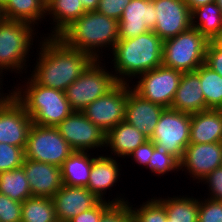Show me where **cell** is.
Masks as SVG:
<instances>
[{"instance_id": "cell-1", "label": "cell", "mask_w": 222, "mask_h": 222, "mask_svg": "<svg viewBox=\"0 0 222 222\" xmlns=\"http://www.w3.org/2000/svg\"><path fill=\"white\" fill-rule=\"evenodd\" d=\"M43 37V38H42ZM38 40L31 78L39 85L65 91L94 60L88 53L66 46L58 37Z\"/></svg>"}, {"instance_id": "cell-18", "label": "cell", "mask_w": 222, "mask_h": 222, "mask_svg": "<svg viewBox=\"0 0 222 222\" xmlns=\"http://www.w3.org/2000/svg\"><path fill=\"white\" fill-rule=\"evenodd\" d=\"M164 109V107L142 98L132 89L131 84H128L125 121L136 127L149 139L154 134Z\"/></svg>"}, {"instance_id": "cell-31", "label": "cell", "mask_w": 222, "mask_h": 222, "mask_svg": "<svg viewBox=\"0 0 222 222\" xmlns=\"http://www.w3.org/2000/svg\"><path fill=\"white\" fill-rule=\"evenodd\" d=\"M195 71L199 74L207 108L218 110L222 106V77L205 63Z\"/></svg>"}, {"instance_id": "cell-15", "label": "cell", "mask_w": 222, "mask_h": 222, "mask_svg": "<svg viewBox=\"0 0 222 222\" xmlns=\"http://www.w3.org/2000/svg\"><path fill=\"white\" fill-rule=\"evenodd\" d=\"M156 10L154 32L164 41L191 27V11L184 0H152Z\"/></svg>"}, {"instance_id": "cell-22", "label": "cell", "mask_w": 222, "mask_h": 222, "mask_svg": "<svg viewBox=\"0 0 222 222\" xmlns=\"http://www.w3.org/2000/svg\"><path fill=\"white\" fill-rule=\"evenodd\" d=\"M149 138L136 127L122 121L106 133V146L110 157L128 158V156Z\"/></svg>"}, {"instance_id": "cell-43", "label": "cell", "mask_w": 222, "mask_h": 222, "mask_svg": "<svg viewBox=\"0 0 222 222\" xmlns=\"http://www.w3.org/2000/svg\"><path fill=\"white\" fill-rule=\"evenodd\" d=\"M85 12L96 11L99 0H80Z\"/></svg>"}, {"instance_id": "cell-25", "label": "cell", "mask_w": 222, "mask_h": 222, "mask_svg": "<svg viewBox=\"0 0 222 222\" xmlns=\"http://www.w3.org/2000/svg\"><path fill=\"white\" fill-rule=\"evenodd\" d=\"M88 151H74L61 165L63 185L87 187L95 155ZM94 156V157H93Z\"/></svg>"}, {"instance_id": "cell-24", "label": "cell", "mask_w": 222, "mask_h": 222, "mask_svg": "<svg viewBox=\"0 0 222 222\" xmlns=\"http://www.w3.org/2000/svg\"><path fill=\"white\" fill-rule=\"evenodd\" d=\"M85 13L84 7L80 0H46V16L53 22L48 34L43 36L57 37L72 22L76 21ZM51 17V18H50Z\"/></svg>"}, {"instance_id": "cell-48", "label": "cell", "mask_w": 222, "mask_h": 222, "mask_svg": "<svg viewBox=\"0 0 222 222\" xmlns=\"http://www.w3.org/2000/svg\"><path fill=\"white\" fill-rule=\"evenodd\" d=\"M8 0H0V9L7 3Z\"/></svg>"}, {"instance_id": "cell-14", "label": "cell", "mask_w": 222, "mask_h": 222, "mask_svg": "<svg viewBox=\"0 0 222 222\" xmlns=\"http://www.w3.org/2000/svg\"><path fill=\"white\" fill-rule=\"evenodd\" d=\"M220 166H222V142L189 143L180 161V170L182 172L185 170V175L187 173L199 184L204 177Z\"/></svg>"}, {"instance_id": "cell-3", "label": "cell", "mask_w": 222, "mask_h": 222, "mask_svg": "<svg viewBox=\"0 0 222 222\" xmlns=\"http://www.w3.org/2000/svg\"><path fill=\"white\" fill-rule=\"evenodd\" d=\"M118 25L119 21L98 11L85 12L57 37L66 46L86 52L94 60H105L103 52L107 49L112 52L119 40Z\"/></svg>"}, {"instance_id": "cell-21", "label": "cell", "mask_w": 222, "mask_h": 222, "mask_svg": "<svg viewBox=\"0 0 222 222\" xmlns=\"http://www.w3.org/2000/svg\"><path fill=\"white\" fill-rule=\"evenodd\" d=\"M170 108L190 114L209 110L205 104L199 74L196 71L182 74Z\"/></svg>"}, {"instance_id": "cell-34", "label": "cell", "mask_w": 222, "mask_h": 222, "mask_svg": "<svg viewBox=\"0 0 222 222\" xmlns=\"http://www.w3.org/2000/svg\"><path fill=\"white\" fill-rule=\"evenodd\" d=\"M25 151L21 147L0 143V172L22 167Z\"/></svg>"}, {"instance_id": "cell-32", "label": "cell", "mask_w": 222, "mask_h": 222, "mask_svg": "<svg viewBox=\"0 0 222 222\" xmlns=\"http://www.w3.org/2000/svg\"><path fill=\"white\" fill-rule=\"evenodd\" d=\"M129 202L133 222H165L167 213L164 205L155 197L146 200L142 205L133 207ZM140 206V207H139Z\"/></svg>"}, {"instance_id": "cell-30", "label": "cell", "mask_w": 222, "mask_h": 222, "mask_svg": "<svg viewBox=\"0 0 222 222\" xmlns=\"http://www.w3.org/2000/svg\"><path fill=\"white\" fill-rule=\"evenodd\" d=\"M21 222H58L52 198H27L22 202Z\"/></svg>"}, {"instance_id": "cell-45", "label": "cell", "mask_w": 222, "mask_h": 222, "mask_svg": "<svg viewBox=\"0 0 222 222\" xmlns=\"http://www.w3.org/2000/svg\"><path fill=\"white\" fill-rule=\"evenodd\" d=\"M2 77V78H1ZM4 75H0V105L10 96L12 95V90L8 89L9 93H4L3 91V78ZM2 85V86H1Z\"/></svg>"}, {"instance_id": "cell-6", "label": "cell", "mask_w": 222, "mask_h": 222, "mask_svg": "<svg viewBox=\"0 0 222 222\" xmlns=\"http://www.w3.org/2000/svg\"><path fill=\"white\" fill-rule=\"evenodd\" d=\"M208 42L196 28L190 27L164 40L162 65L182 73L195 71L205 63Z\"/></svg>"}, {"instance_id": "cell-40", "label": "cell", "mask_w": 222, "mask_h": 222, "mask_svg": "<svg viewBox=\"0 0 222 222\" xmlns=\"http://www.w3.org/2000/svg\"><path fill=\"white\" fill-rule=\"evenodd\" d=\"M203 184H207L209 194L207 198L219 200L222 198V166L217 167L201 181Z\"/></svg>"}, {"instance_id": "cell-9", "label": "cell", "mask_w": 222, "mask_h": 222, "mask_svg": "<svg viewBox=\"0 0 222 222\" xmlns=\"http://www.w3.org/2000/svg\"><path fill=\"white\" fill-rule=\"evenodd\" d=\"M190 127V113L165 108L150 140L155 146L181 161L185 148L190 143Z\"/></svg>"}, {"instance_id": "cell-5", "label": "cell", "mask_w": 222, "mask_h": 222, "mask_svg": "<svg viewBox=\"0 0 222 222\" xmlns=\"http://www.w3.org/2000/svg\"><path fill=\"white\" fill-rule=\"evenodd\" d=\"M36 28L26 22L0 19V74L4 71L17 74L26 73V65L32 53L30 50L37 36ZM37 33V34H36ZM36 34V35H35ZM34 37V38H33ZM26 66V67H25Z\"/></svg>"}, {"instance_id": "cell-39", "label": "cell", "mask_w": 222, "mask_h": 222, "mask_svg": "<svg viewBox=\"0 0 222 222\" xmlns=\"http://www.w3.org/2000/svg\"><path fill=\"white\" fill-rule=\"evenodd\" d=\"M130 1L131 0H99L96 11L119 21L125 7Z\"/></svg>"}, {"instance_id": "cell-28", "label": "cell", "mask_w": 222, "mask_h": 222, "mask_svg": "<svg viewBox=\"0 0 222 222\" xmlns=\"http://www.w3.org/2000/svg\"><path fill=\"white\" fill-rule=\"evenodd\" d=\"M156 198L164 205L167 218L172 222H198L199 198L187 195Z\"/></svg>"}, {"instance_id": "cell-8", "label": "cell", "mask_w": 222, "mask_h": 222, "mask_svg": "<svg viewBox=\"0 0 222 222\" xmlns=\"http://www.w3.org/2000/svg\"><path fill=\"white\" fill-rule=\"evenodd\" d=\"M25 158L61 167L64 160L74 150L52 126H39L32 123L27 137Z\"/></svg>"}, {"instance_id": "cell-41", "label": "cell", "mask_w": 222, "mask_h": 222, "mask_svg": "<svg viewBox=\"0 0 222 222\" xmlns=\"http://www.w3.org/2000/svg\"><path fill=\"white\" fill-rule=\"evenodd\" d=\"M155 149V144L150 139L147 140L144 144L137 147L129 156L133 163L138 166H142L148 169L149 159L152 156L153 150Z\"/></svg>"}, {"instance_id": "cell-33", "label": "cell", "mask_w": 222, "mask_h": 222, "mask_svg": "<svg viewBox=\"0 0 222 222\" xmlns=\"http://www.w3.org/2000/svg\"><path fill=\"white\" fill-rule=\"evenodd\" d=\"M148 169L158 177L165 176L169 172L180 171V161L170 153L155 146L152 156L149 159Z\"/></svg>"}, {"instance_id": "cell-46", "label": "cell", "mask_w": 222, "mask_h": 222, "mask_svg": "<svg viewBox=\"0 0 222 222\" xmlns=\"http://www.w3.org/2000/svg\"><path fill=\"white\" fill-rule=\"evenodd\" d=\"M218 48L222 49V30L211 40Z\"/></svg>"}, {"instance_id": "cell-37", "label": "cell", "mask_w": 222, "mask_h": 222, "mask_svg": "<svg viewBox=\"0 0 222 222\" xmlns=\"http://www.w3.org/2000/svg\"><path fill=\"white\" fill-rule=\"evenodd\" d=\"M22 203L0 193V222H21Z\"/></svg>"}, {"instance_id": "cell-27", "label": "cell", "mask_w": 222, "mask_h": 222, "mask_svg": "<svg viewBox=\"0 0 222 222\" xmlns=\"http://www.w3.org/2000/svg\"><path fill=\"white\" fill-rule=\"evenodd\" d=\"M191 27L211 41L222 30V12L218 5L211 2L193 9Z\"/></svg>"}, {"instance_id": "cell-26", "label": "cell", "mask_w": 222, "mask_h": 222, "mask_svg": "<svg viewBox=\"0 0 222 222\" xmlns=\"http://www.w3.org/2000/svg\"><path fill=\"white\" fill-rule=\"evenodd\" d=\"M0 13L1 18L26 22L35 27L47 19L46 0H8Z\"/></svg>"}, {"instance_id": "cell-7", "label": "cell", "mask_w": 222, "mask_h": 222, "mask_svg": "<svg viewBox=\"0 0 222 222\" xmlns=\"http://www.w3.org/2000/svg\"><path fill=\"white\" fill-rule=\"evenodd\" d=\"M101 61L104 60H93L64 91L73 111L81 112L118 83L112 72L113 69L107 71L108 68Z\"/></svg>"}, {"instance_id": "cell-42", "label": "cell", "mask_w": 222, "mask_h": 222, "mask_svg": "<svg viewBox=\"0 0 222 222\" xmlns=\"http://www.w3.org/2000/svg\"><path fill=\"white\" fill-rule=\"evenodd\" d=\"M205 64L222 77V49L212 41L208 42L206 48Z\"/></svg>"}, {"instance_id": "cell-35", "label": "cell", "mask_w": 222, "mask_h": 222, "mask_svg": "<svg viewBox=\"0 0 222 222\" xmlns=\"http://www.w3.org/2000/svg\"><path fill=\"white\" fill-rule=\"evenodd\" d=\"M117 197V198H116ZM111 201H99L93 208L79 213L77 216L70 219L68 222H99L101 216L113 205V204H123L127 203L129 199L124 198L123 194L121 196L116 194ZM126 200V201H125Z\"/></svg>"}, {"instance_id": "cell-11", "label": "cell", "mask_w": 222, "mask_h": 222, "mask_svg": "<svg viewBox=\"0 0 222 222\" xmlns=\"http://www.w3.org/2000/svg\"><path fill=\"white\" fill-rule=\"evenodd\" d=\"M128 83L118 82L81 112L104 132L125 121Z\"/></svg>"}, {"instance_id": "cell-13", "label": "cell", "mask_w": 222, "mask_h": 222, "mask_svg": "<svg viewBox=\"0 0 222 222\" xmlns=\"http://www.w3.org/2000/svg\"><path fill=\"white\" fill-rule=\"evenodd\" d=\"M31 125V117L13 94L0 105V143L25 150Z\"/></svg>"}, {"instance_id": "cell-10", "label": "cell", "mask_w": 222, "mask_h": 222, "mask_svg": "<svg viewBox=\"0 0 222 222\" xmlns=\"http://www.w3.org/2000/svg\"><path fill=\"white\" fill-rule=\"evenodd\" d=\"M182 72L166 66L139 75L132 89L145 100L170 108L179 87Z\"/></svg>"}, {"instance_id": "cell-29", "label": "cell", "mask_w": 222, "mask_h": 222, "mask_svg": "<svg viewBox=\"0 0 222 222\" xmlns=\"http://www.w3.org/2000/svg\"><path fill=\"white\" fill-rule=\"evenodd\" d=\"M0 193L20 203L32 197L23 167L0 172Z\"/></svg>"}, {"instance_id": "cell-12", "label": "cell", "mask_w": 222, "mask_h": 222, "mask_svg": "<svg viewBox=\"0 0 222 222\" xmlns=\"http://www.w3.org/2000/svg\"><path fill=\"white\" fill-rule=\"evenodd\" d=\"M56 128L74 151H102L106 146V132L80 111H73Z\"/></svg>"}, {"instance_id": "cell-49", "label": "cell", "mask_w": 222, "mask_h": 222, "mask_svg": "<svg viewBox=\"0 0 222 222\" xmlns=\"http://www.w3.org/2000/svg\"><path fill=\"white\" fill-rule=\"evenodd\" d=\"M220 112H221V114H222V106L218 109Z\"/></svg>"}, {"instance_id": "cell-50", "label": "cell", "mask_w": 222, "mask_h": 222, "mask_svg": "<svg viewBox=\"0 0 222 222\" xmlns=\"http://www.w3.org/2000/svg\"><path fill=\"white\" fill-rule=\"evenodd\" d=\"M165 222H172V220H170V219L167 218V220H166Z\"/></svg>"}, {"instance_id": "cell-19", "label": "cell", "mask_w": 222, "mask_h": 222, "mask_svg": "<svg viewBox=\"0 0 222 222\" xmlns=\"http://www.w3.org/2000/svg\"><path fill=\"white\" fill-rule=\"evenodd\" d=\"M22 167L32 196L52 198L63 186L60 167L27 158H24Z\"/></svg>"}, {"instance_id": "cell-23", "label": "cell", "mask_w": 222, "mask_h": 222, "mask_svg": "<svg viewBox=\"0 0 222 222\" xmlns=\"http://www.w3.org/2000/svg\"><path fill=\"white\" fill-rule=\"evenodd\" d=\"M222 142V114L209 109L191 114L190 143Z\"/></svg>"}, {"instance_id": "cell-4", "label": "cell", "mask_w": 222, "mask_h": 222, "mask_svg": "<svg viewBox=\"0 0 222 222\" xmlns=\"http://www.w3.org/2000/svg\"><path fill=\"white\" fill-rule=\"evenodd\" d=\"M25 76L28 78L24 77L27 79L23 81L24 85L17 84L11 90L13 96L24 106L32 123L56 127L73 112L64 91L41 86L30 75Z\"/></svg>"}, {"instance_id": "cell-36", "label": "cell", "mask_w": 222, "mask_h": 222, "mask_svg": "<svg viewBox=\"0 0 222 222\" xmlns=\"http://www.w3.org/2000/svg\"><path fill=\"white\" fill-rule=\"evenodd\" d=\"M204 198L201 200L199 197L198 222H222L221 202Z\"/></svg>"}, {"instance_id": "cell-38", "label": "cell", "mask_w": 222, "mask_h": 222, "mask_svg": "<svg viewBox=\"0 0 222 222\" xmlns=\"http://www.w3.org/2000/svg\"><path fill=\"white\" fill-rule=\"evenodd\" d=\"M99 222H133L129 201L113 204L100 218Z\"/></svg>"}, {"instance_id": "cell-44", "label": "cell", "mask_w": 222, "mask_h": 222, "mask_svg": "<svg viewBox=\"0 0 222 222\" xmlns=\"http://www.w3.org/2000/svg\"><path fill=\"white\" fill-rule=\"evenodd\" d=\"M186 2V4L189 6L190 11H192L193 9L211 3V2H215V0H184Z\"/></svg>"}, {"instance_id": "cell-20", "label": "cell", "mask_w": 222, "mask_h": 222, "mask_svg": "<svg viewBox=\"0 0 222 222\" xmlns=\"http://www.w3.org/2000/svg\"><path fill=\"white\" fill-rule=\"evenodd\" d=\"M96 156L93 159L86 188L101 201H107L108 198H105L107 190H111L114 185L116 186V182L120 179L121 164L115 157L104 154Z\"/></svg>"}, {"instance_id": "cell-2", "label": "cell", "mask_w": 222, "mask_h": 222, "mask_svg": "<svg viewBox=\"0 0 222 222\" xmlns=\"http://www.w3.org/2000/svg\"><path fill=\"white\" fill-rule=\"evenodd\" d=\"M163 43L152 30L137 37L119 39L110 55L117 82L130 84L133 78L161 66Z\"/></svg>"}, {"instance_id": "cell-16", "label": "cell", "mask_w": 222, "mask_h": 222, "mask_svg": "<svg viewBox=\"0 0 222 222\" xmlns=\"http://www.w3.org/2000/svg\"><path fill=\"white\" fill-rule=\"evenodd\" d=\"M156 26V10L152 0H131L119 20V39L137 37Z\"/></svg>"}, {"instance_id": "cell-47", "label": "cell", "mask_w": 222, "mask_h": 222, "mask_svg": "<svg viewBox=\"0 0 222 222\" xmlns=\"http://www.w3.org/2000/svg\"><path fill=\"white\" fill-rule=\"evenodd\" d=\"M215 3L218 5V7L220 8L222 12V0H215Z\"/></svg>"}, {"instance_id": "cell-17", "label": "cell", "mask_w": 222, "mask_h": 222, "mask_svg": "<svg viewBox=\"0 0 222 222\" xmlns=\"http://www.w3.org/2000/svg\"><path fill=\"white\" fill-rule=\"evenodd\" d=\"M58 222H68L99 201L88 188L63 185L52 197Z\"/></svg>"}]
</instances>
